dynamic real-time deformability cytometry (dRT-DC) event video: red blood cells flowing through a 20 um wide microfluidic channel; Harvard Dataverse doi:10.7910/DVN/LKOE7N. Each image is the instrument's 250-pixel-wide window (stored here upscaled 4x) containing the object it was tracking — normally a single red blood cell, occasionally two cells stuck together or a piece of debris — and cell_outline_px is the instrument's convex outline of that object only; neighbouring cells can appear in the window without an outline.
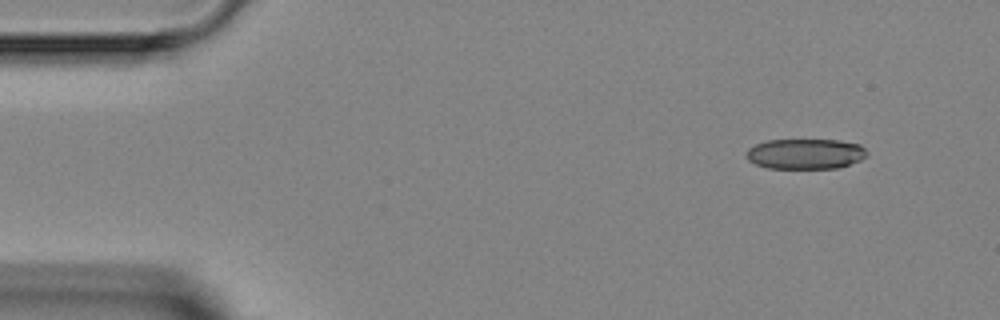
{"species": "Egyptian fruit bat (a non-hibernating species)", "species_latin": "Rousettus aegyptiacus", "temperature_condition": "room temperature", "stored_images_in_passage": 6, "camera_frame_rate_fps": 3000, "um_per_image_px": 0.085, "animal": {"sex": "female"}, "frame": {"image": 1, "passage_image": 1, "time_ms": 0.0, "image_size_px": [1000, 320], "cell_outline_px": [[868, 152], [860, 160], [836, 168], [768, 168], [756, 164], [748, 160], [748, 148], [756, 144], [768, 140], [840, 140], [860, 144]], "centroid_in_image_um": [68.47, 13.07], "position_along_channel_um": 16.5, "area_um2": 21.1}}
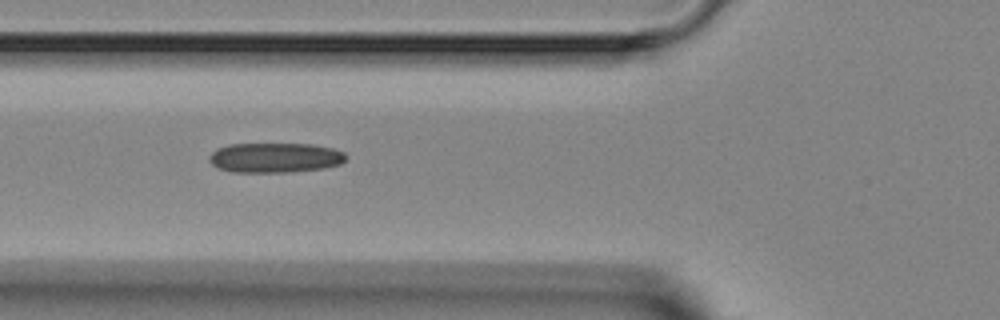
{"frame": {"image": 2, "passage_image": 5, "time_ms": 4.333, "image_size_px": [1000, 320], "cell_outline_px": [[348, 156], [340, 164], [324, 168], [288, 172], [232, 172], [216, 168], [208, 160], [208, 156], [216, 148], [228, 144], [312, 144], [332, 148], [344, 152]], "centroid_in_image_um": [23.34, 13.4], "position_along_channel_um": 102.5, "area_um2": 23.99}}
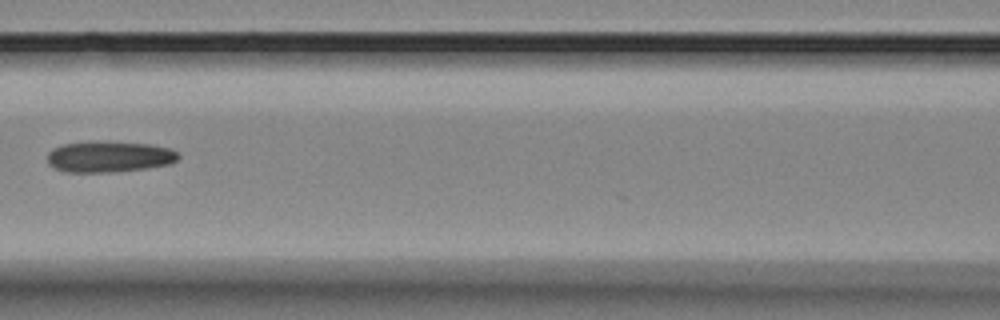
{"frame": {"image": 3, "passage_image": 6, "time_ms": 5.667, "image_size_px": [1000, 320], "cell_outline_px": [[180, 156], [176, 160], [168, 164], [148, 168], [108, 172], [64, 172], [48, 164], [48, 152], [52, 148], [64, 144], [92, 140], [96, 140], [152, 144], [172, 148]], "centroid_in_image_um": [9.27, 13.29], "position_along_channel_um": 157.3, "area_um2": 24.04}}